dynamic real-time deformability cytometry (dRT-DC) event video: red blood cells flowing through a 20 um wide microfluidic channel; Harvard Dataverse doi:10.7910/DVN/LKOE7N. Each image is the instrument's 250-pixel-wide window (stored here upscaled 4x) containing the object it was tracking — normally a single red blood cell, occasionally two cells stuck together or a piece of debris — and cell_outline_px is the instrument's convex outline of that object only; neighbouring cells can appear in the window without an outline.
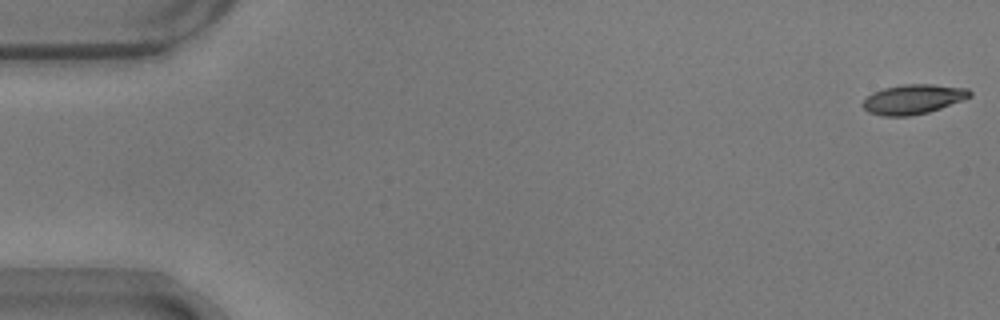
{"species": "common noctule bat (a hibernating species)", "species_latin": "Nyctalus noctula", "temperature_condition": "warm", "stored_images_in_passage": 17, "camera_frame_rate_fps": 3000, "um_per_image_px": 0.085, "animal": {"sex": "male", "body_mass_g": 17.9}, "frame": {"image": 1, "passage_image": 1, "time_ms": 0.0, "image_size_px": [1000, 320], "cell_outline_px": [[972, 96], [940, 108], [928, 112], [908, 116], [884, 116], [868, 112], [860, 104], [872, 92], [884, 88], [904, 84], [932, 84], [968, 88], [972, 92]], "centroid_in_image_um": [77.61, 8.43], "position_along_channel_um": 7.4, "area_um2": 18.44}}